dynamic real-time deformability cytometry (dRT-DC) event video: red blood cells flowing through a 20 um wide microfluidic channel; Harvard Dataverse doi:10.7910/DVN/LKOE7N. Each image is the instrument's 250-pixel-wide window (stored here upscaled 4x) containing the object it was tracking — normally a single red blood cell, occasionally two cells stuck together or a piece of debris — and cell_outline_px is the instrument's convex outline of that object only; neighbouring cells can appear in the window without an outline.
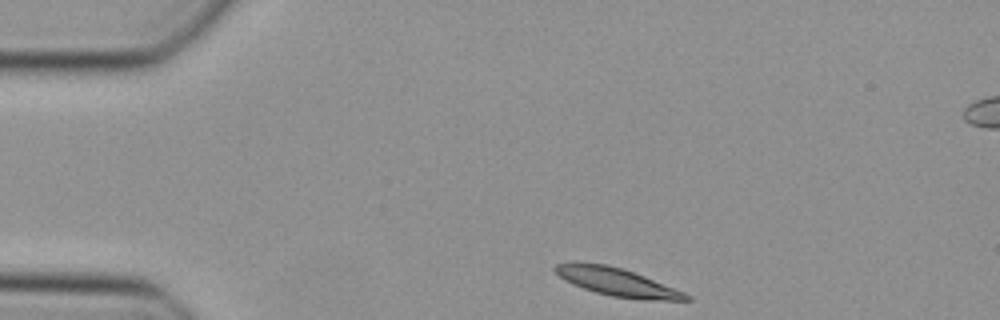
{"species": "Egyptian fruit bat (a non-hibernating species)", "species_latin": "Rousettus aegyptiacus", "temperature_condition": "cold", "stored_images_in_passage": 18, "camera_frame_rate_fps": 3000, "um_per_image_px": 0.085, "animal": {"sex": "female"}, "frame": {"image": 1, "passage_image": 1, "time_ms": 0.0, "image_size_px": [1000, 320], "cell_outline_px": [[692, 300], [644, 300], [612, 296], [596, 292], [572, 284], [564, 280], [552, 268], [556, 264], [572, 260], [576, 260], [604, 264], [620, 268], [644, 276], [684, 292], [692, 296]], "centroid_in_image_um": [52.39, 23.95], "position_along_channel_um": 32.6, "area_um2": 21.44}}
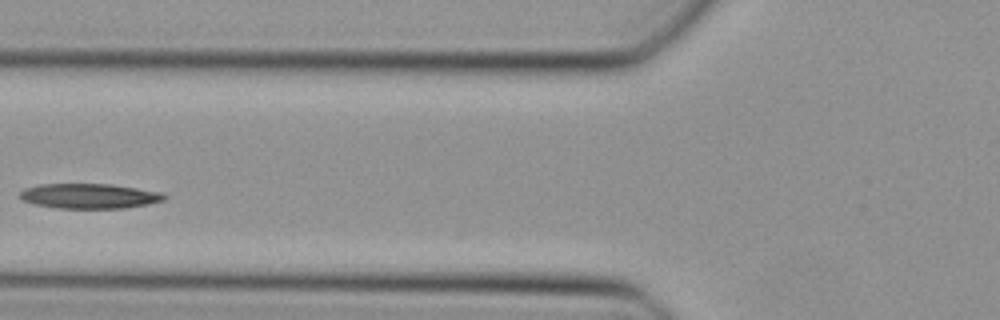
{"frame": {"image": 2, "passage_image": 11, "time_ms": 3.333, "image_size_px": [1000, 320], "cell_outline_px": [[168, 196], [164, 200], [148, 204], [124, 208], [56, 208], [36, 204], [24, 200], [20, 196], [20, 192], [24, 188], [40, 184], [108, 184], [164, 192]], "centroid_in_image_um": [7.63, 16.66], "position_along_channel_um": 118.2, "area_um2": 20.92}}
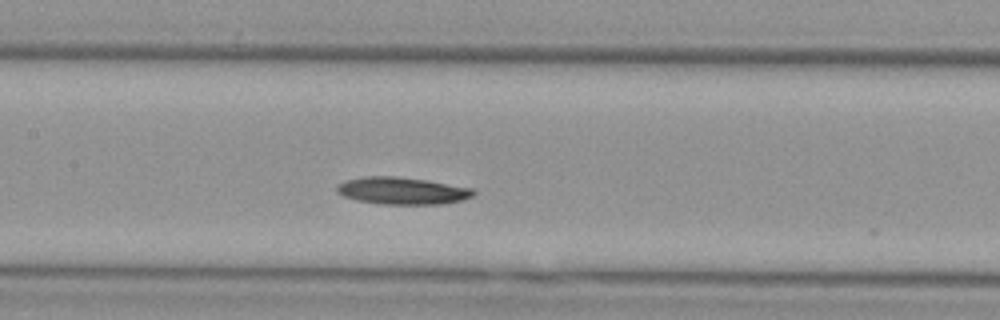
{"frame": {"image": 3, "passage_image": 15, "time_ms": 4.667, "image_size_px": [1000, 320], "cell_outline_px": [[476, 192], [472, 196], [460, 200], [440, 204], [380, 204], [356, 200], [344, 196], [336, 192], [336, 188], [344, 180], [364, 176], [396, 176], [428, 180], [472, 188]], "centroid_in_image_um": [34.16, 16.21], "position_along_channel_um": 173.2, "area_um2": 21.62}}